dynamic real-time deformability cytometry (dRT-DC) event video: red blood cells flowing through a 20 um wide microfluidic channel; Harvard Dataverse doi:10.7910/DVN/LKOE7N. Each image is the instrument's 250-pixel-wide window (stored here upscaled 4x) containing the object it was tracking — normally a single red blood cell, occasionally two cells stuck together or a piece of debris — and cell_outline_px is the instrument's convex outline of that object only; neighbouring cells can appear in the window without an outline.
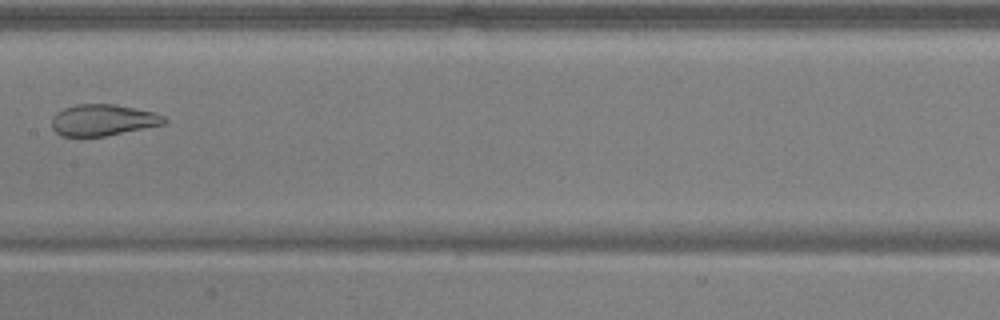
{"species": "common noctule bat (a hibernating species)", "species_latin": "Nyctalus noctula", "temperature_condition": "warm", "stored_images_in_passage": 8, "camera_frame_rate_fps": 3000, "um_per_image_px": 0.085, "animal": {"sex": "male", "body_mass_g": 17.9, "forearm_length_mm": 54.2}, "frame": {"image": 1, "passage_image": 8, "time_ms": 2.333, "image_size_px": [1000, 320], "cell_outline_px": [[168, 120], [164, 124], [104, 136], [60, 136], [52, 128], [52, 116], [56, 112], [64, 108], [76, 104], [116, 104], [156, 112], [164, 116]], "centroid_in_image_um": [8.75, 10.19], "position_along_channel_um": 198.7, "area_um2": 20.63}}